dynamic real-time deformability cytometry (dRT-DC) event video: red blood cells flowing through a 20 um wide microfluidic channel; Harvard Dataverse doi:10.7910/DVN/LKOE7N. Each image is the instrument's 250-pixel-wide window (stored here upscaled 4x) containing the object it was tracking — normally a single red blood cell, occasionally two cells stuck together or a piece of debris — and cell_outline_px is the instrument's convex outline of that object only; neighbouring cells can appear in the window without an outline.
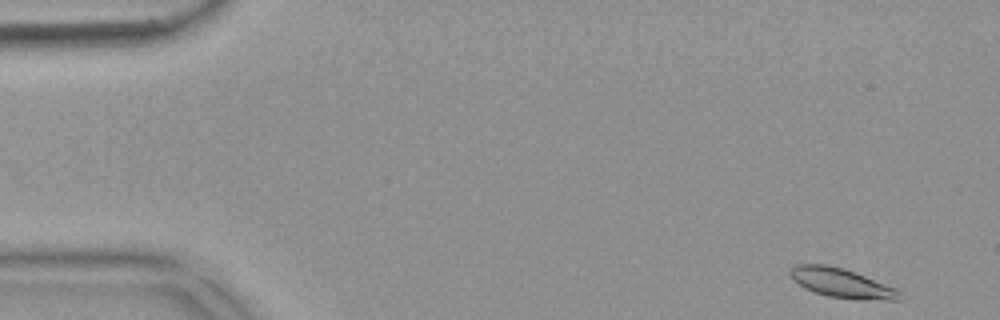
{"species": "common noctule bat (a hibernating species)", "species_latin": "Nyctalus noctula", "temperature_condition": "warm", "stored_images_in_passage": 53, "camera_frame_rate_fps": 3000, "um_per_image_px": 0.085, "animal": {"sex": "female", "body_mass_g": 18.4}, "frame": {"image": 1, "passage_image": 1, "time_ms": 0.0, "image_size_px": [1000, 320], "cell_outline_px": [[904, 300], [860, 300], [828, 296], [804, 288], [792, 280], [788, 276], [788, 272], [796, 264], [828, 264], [844, 268], [896, 288], [900, 292]], "centroid_in_image_um": [71.53, 24.06], "position_along_channel_um": 13.5, "area_um2": 18.9}}
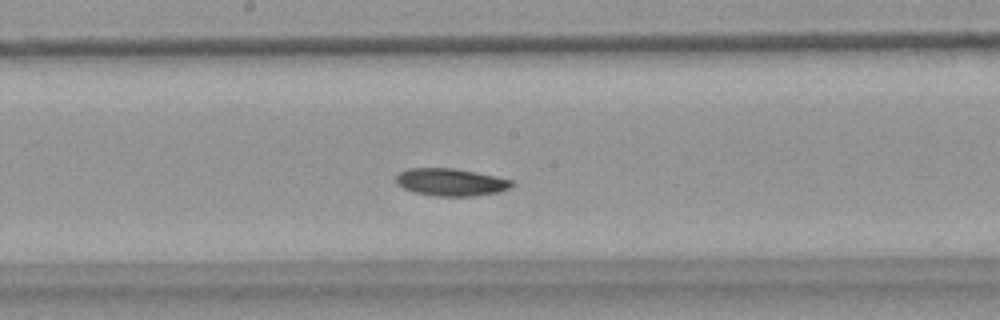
{"frame": {"image": 2, "passage_image": 27, "time_ms": 8.667, "image_size_px": [1000, 320], "cell_outline_px": [[516, 184], [500, 192], [476, 196], [436, 196], [412, 192], [396, 184], [396, 176], [400, 172], [408, 168], [452, 168], [476, 172], [496, 176], [512, 180]], "centroid_in_image_um": [38.33, 15.49], "position_along_channel_um": 209.9, "area_um2": 18.67}}
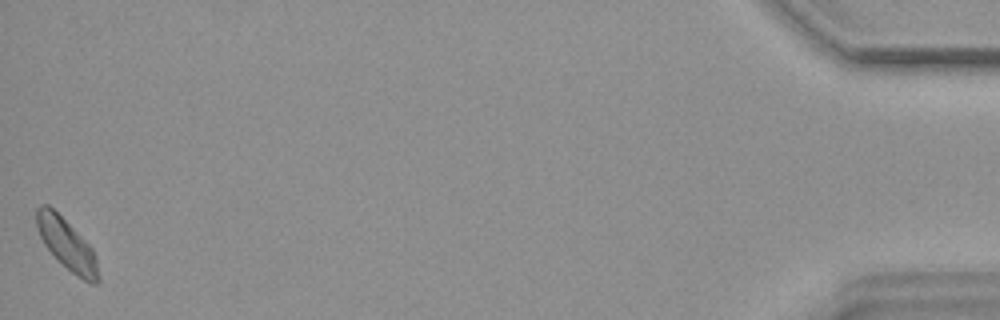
{"frame": {"image": 3, "passage_image": 53, "time_ms": 17.333, "image_size_px": [1000, 320], "cell_outline_px": [[100, 280], [96, 284], [92, 284], [76, 276], [56, 260], [44, 244], [36, 228], [36, 208], [40, 204], [48, 204], [92, 248], [96, 256], [100, 276]], "centroid_in_image_um": [5.67, 20.81], "position_along_channel_um": 429.5, "area_um2": 18.38}, "authors_computed_cell_mechanics": {"area_um2": 18.3804, "velocity_mm_per_s": 3.6336, "shape_relaxation_time_tau1_ms": 4.521, "shape_relaxation_time_tau2_ms": null, "deformation_change_tau1": 0.1005, "deformation_change_tau2": null}}